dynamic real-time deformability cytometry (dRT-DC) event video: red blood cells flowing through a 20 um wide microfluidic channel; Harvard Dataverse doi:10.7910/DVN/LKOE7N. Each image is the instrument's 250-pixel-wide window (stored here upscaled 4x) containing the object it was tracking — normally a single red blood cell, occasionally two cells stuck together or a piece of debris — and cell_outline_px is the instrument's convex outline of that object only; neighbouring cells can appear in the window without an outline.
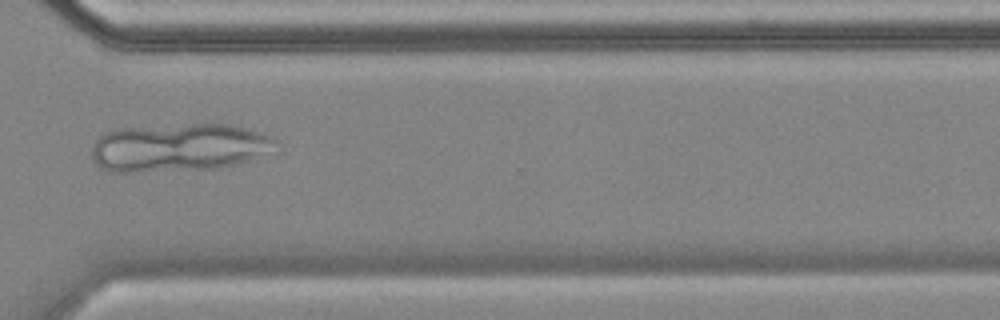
{"species": "common noctule bat (a hibernating species)", "species_latin": "Nyctalus noctula", "temperature_condition": "cold", "stored_images_in_passage": 55, "camera_frame_rate_fps": 3000, "um_per_image_px": 0.085, "animal": {"sex": "female", "body_mass_g": 18.4}, "frame": {"image": 1, "passage_image": 41, "time_ms": 13.333, "image_size_px": [1000, 320], "cell_outline_px": [[280, 148], [276, 152], [236, 164], [216, 168], [128, 172], [108, 172], [100, 168], [92, 160], [92, 148], [96, 140], [104, 132], [120, 128], [192, 124], [232, 124], [260, 132], [272, 136], [280, 140]], "centroid_in_image_um": [15.28, 12.53], "position_along_channel_um": 355.3, "area_um2": 52.31}}
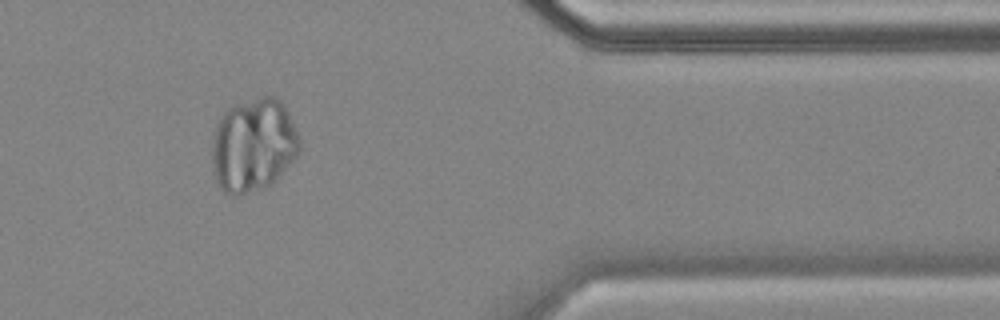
{"frame": {"image": 2, "passage_image": 46, "time_ms": 15.0, "image_size_px": [1000, 320], "cell_outline_px": [[300, 152], [272, 184], [264, 188], [236, 196], [232, 196], [224, 192], [216, 184], [212, 160], [212, 136], [216, 124], [220, 116], [228, 108], [236, 104], [260, 96], [276, 96], [284, 104], [288, 112], [300, 140]], "centroid_in_image_um": [21.52, 12.34], "position_along_channel_um": 389.9, "area_um2": 48.21}}
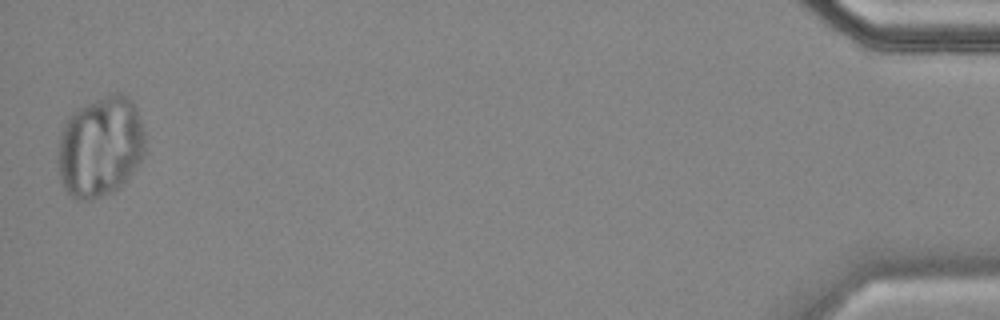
{"frame": {"image": 3, "passage_image": 55, "time_ms": 18.0, "image_size_px": [1000, 320], "cell_outline_px": [[144, 152], [140, 160], [128, 180], [112, 192], [92, 200], [80, 200], [72, 196], [64, 188], [60, 180], [60, 136], [64, 124], [72, 112], [112, 92], [120, 92], [128, 96], [132, 100], [136, 108], [144, 132]], "centroid_in_image_um": [8.56, 12.47], "position_along_channel_um": 426.6, "area_um2": 50.69}}